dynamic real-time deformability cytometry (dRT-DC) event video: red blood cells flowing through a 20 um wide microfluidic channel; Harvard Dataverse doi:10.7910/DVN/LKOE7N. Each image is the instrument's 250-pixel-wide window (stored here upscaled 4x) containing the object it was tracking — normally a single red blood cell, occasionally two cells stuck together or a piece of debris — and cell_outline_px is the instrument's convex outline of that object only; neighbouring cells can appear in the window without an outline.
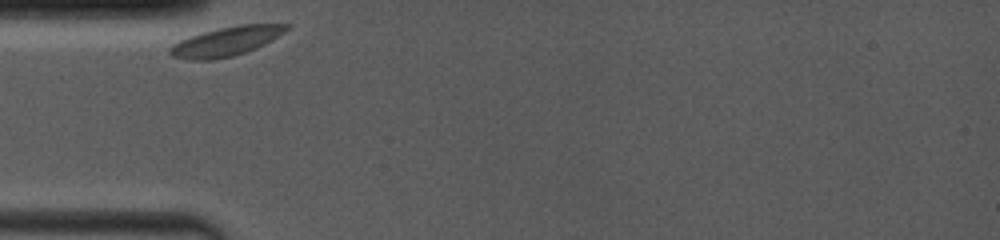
{"species": "common noctule bat (a hibernating species)", "species_latin": "Nyctalus noctula", "temperature_condition": "room temperature", "stored_images_in_passage": 30, "camera_frame_rate_fps": 4000, "um_per_image_px": 0.085, "animal": {"sex": "female", "body_mass_g": 19.0, "forearm_length_mm": 53.3}, "frame": {"image": 1, "passage_image": 1, "time_ms": 0.0, "image_size_px": [1000, 240], "cell_outline_px": [[292, 28], [272, 40], [256, 48], [232, 56], [212, 60], [188, 60], [172, 56], [168, 52], [168, 48], [172, 44], [180, 40], [204, 32], [220, 28], [240, 24], [292, 24]], "centroid_in_image_um": [19.25, 3.51], "position_along_channel_um": 65.8, "area_um2": 19.83}}
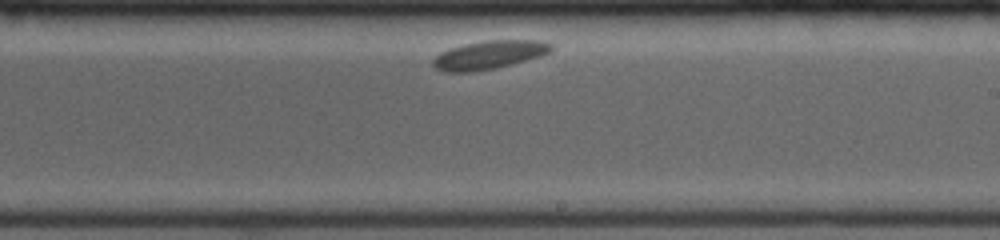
{"frame": {"image": 2, "passage_image": 17, "time_ms": 5.5, "image_size_px": [1000, 240], "cell_outline_px": [[552, 52], [540, 56], [512, 64], [496, 68], [476, 72], [444, 72], [436, 68], [432, 64], [432, 60], [440, 52], [448, 48], [464, 44], [488, 40], [540, 40], [552, 44]], "centroid_in_image_um": [41.56, 4.67], "position_along_channel_um": 247.4, "area_um2": 19.77}}
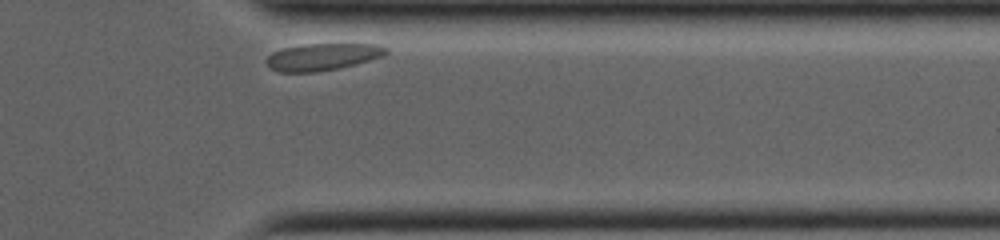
{"frame": {"image": 3, "passage_image": 29, "time_ms": 9.5, "image_size_px": [1000, 240], "cell_outline_px": [[388, 52], [384, 56], [356, 64], [316, 72], [280, 72], [272, 68], [264, 60], [272, 52], [284, 48], [300, 44], [380, 44], [388, 48]], "centroid_in_image_um": [27.44, 4.82], "position_along_channel_um": 384.0, "area_um2": 18.84}}